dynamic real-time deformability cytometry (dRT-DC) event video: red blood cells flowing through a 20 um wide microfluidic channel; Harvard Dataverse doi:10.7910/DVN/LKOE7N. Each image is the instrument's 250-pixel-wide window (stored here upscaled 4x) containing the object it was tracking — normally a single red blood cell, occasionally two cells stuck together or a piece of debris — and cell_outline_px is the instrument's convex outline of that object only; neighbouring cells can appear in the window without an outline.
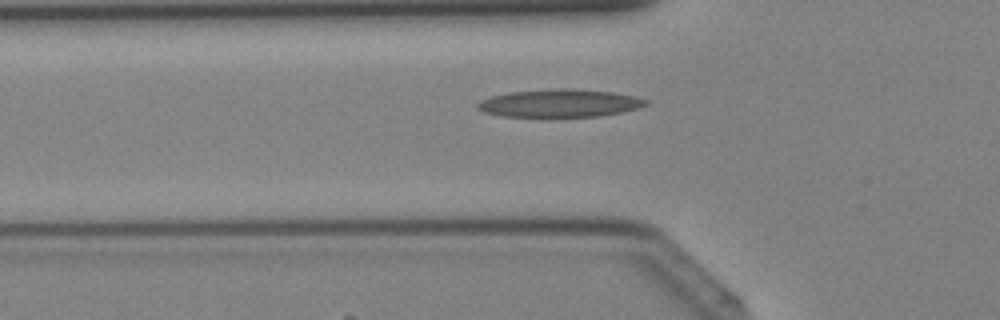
{"species": "Egyptian fruit bat (a non-hibernating species)", "species_latin": "Rousettus aegyptiacus", "temperature_condition": "cold", "stored_images_in_passage": 30, "camera_frame_rate_fps": 3000, "um_per_image_px": 0.085, "animal": {"sex": "female"}, "frame": {"image": 1, "passage_image": 4, "time_ms": 1.0, "image_size_px": [1000, 320], "cell_outline_px": [[648, 104], [640, 108], [600, 116], [500, 116], [484, 112], [476, 108], [476, 104], [480, 100], [492, 96], [508, 92], [556, 88], [576, 88], [612, 92], [632, 96], [648, 100]], "centroid_in_image_um": [47.55, 8.76], "position_along_channel_um": 78.2, "area_um2": 27.28}}
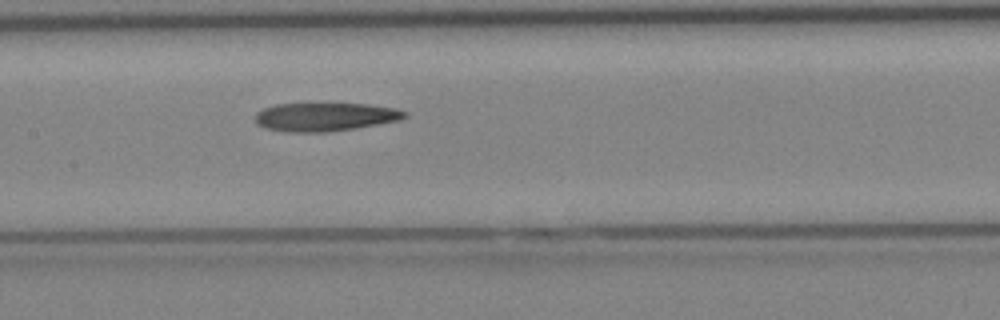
{"frame": {"image": 2, "passage_image": 10, "time_ms": 3.0, "image_size_px": [1000, 320], "cell_outline_px": [[408, 116], [400, 120], [356, 128], [324, 132], [288, 132], [264, 128], [256, 124], [256, 112], [264, 108], [276, 104], [364, 104], [396, 108], [408, 112]], "centroid_in_image_um": [27.64, 9.94], "position_along_channel_um": 179.8, "area_um2": 24.74}}
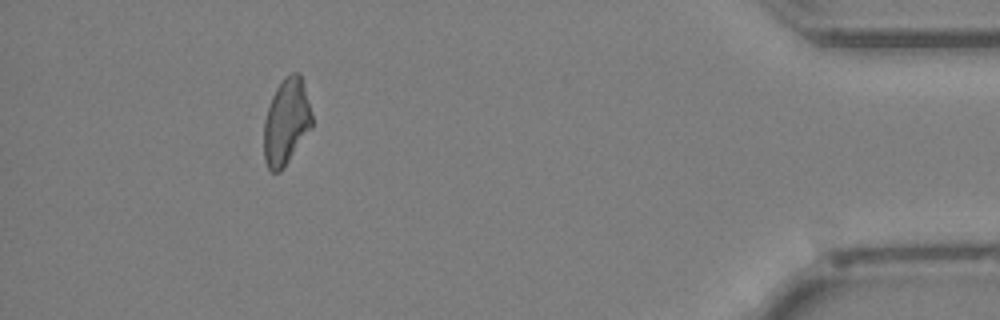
{"frame": {"image": 3, "passage_image": 27, "time_ms": 8.667, "image_size_px": [1000, 320], "cell_outline_px": [[312, 128], [280, 172], [272, 172], [268, 168], [264, 160], [264, 120], [272, 96], [276, 88], [284, 76], [292, 72], [300, 72], [312, 112]], "centroid_in_image_um": [24.34, 10.33], "position_along_channel_um": 410.9, "area_um2": 24.22}}